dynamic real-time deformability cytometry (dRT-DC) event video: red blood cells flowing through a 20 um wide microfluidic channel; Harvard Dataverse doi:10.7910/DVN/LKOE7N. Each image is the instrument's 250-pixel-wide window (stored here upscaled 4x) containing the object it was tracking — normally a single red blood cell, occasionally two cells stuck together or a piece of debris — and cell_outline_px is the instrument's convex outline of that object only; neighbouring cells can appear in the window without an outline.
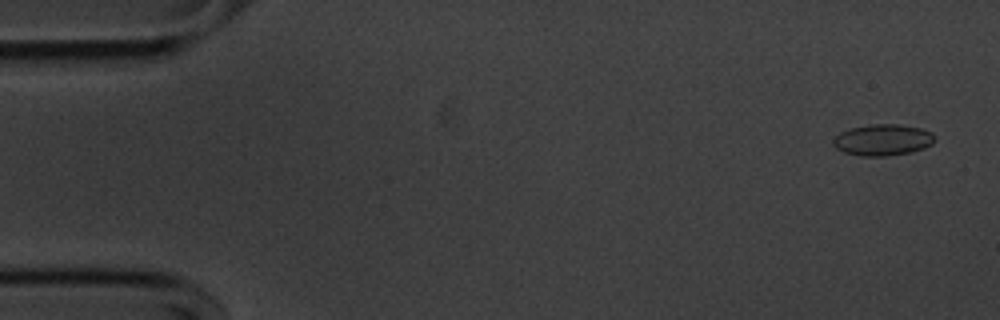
{"species": "common noctule bat (a hibernating species)", "species_latin": "Nyctalus noctula", "temperature_condition": "cold", "stored_images_in_passage": 56, "camera_frame_rate_fps": 3000, "um_per_image_px": 0.085, "animal": {"sex": "male", "body_mass_g": 20.1, "forearm_length_mm": 53.5}, "frame": {"image": 1, "passage_image": 3, "time_ms": 0.667, "image_size_px": [1000, 320], "cell_outline_px": [[936, 140], [932, 144], [924, 148], [912, 152], [888, 156], [860, 156], [844, 152], [836, 148], [832, 144], [832, 140], [840, 132], [852, 128], [872, 124], [896, 124], [920, 128], [932, 132], [936, 136]], "centroid_in_image_um": [75.06, 11.9], "position_along_channel_um": 9.9, "area_um2": 18.67}}
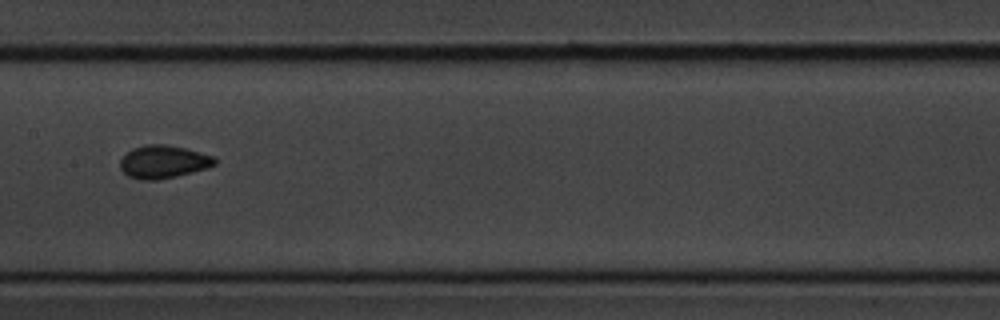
{"frame": {"image": 2, "passage_image": 28, "time_ms": 9.0, "image_size_px": [1000, 320], "cell_outline_px": [[216, 164], [208, 168], [176, 176], [156, 180], [140, 180], [128, 176], [120, 168], [120, 160], [132, 148], [144, 144], [164, 144], [184, 148], [216, 156]], "centroid_in_image_um": [13.9, 13.75], "position_along_channel_um": 193.5, "area_um2": 18.21}}
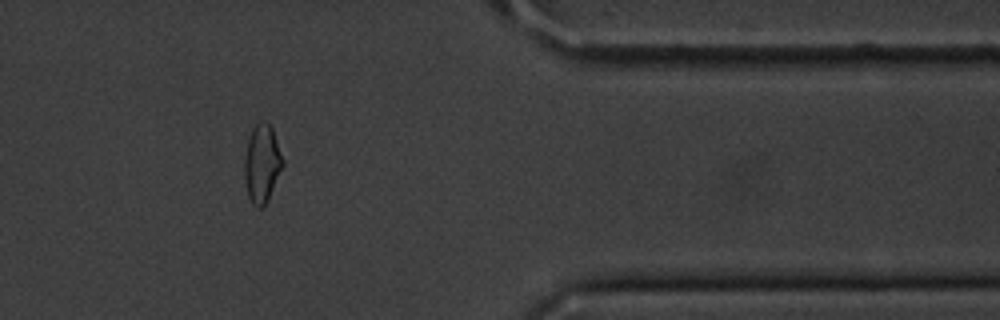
{"frame": {"image": 3, "passage_image": 46, "time_ms": 15.0, "image_size_px": [1000, 320], "cell_outline_px": [[284, 164], [268, 200], [264, 208], [256, 208], [252, 204], [248, 196], [244, 180], [244, 160], [248, 140], [252, 128], [260, 120], [268, 124], [272, 128], [284, 160]], "centroid_in_image_um": [22.26, 13.95], "position_along_channel_um": 389.1, "area_um2": 17.57}, "authors_computed_cell_mechanics": {"area_um2": 17.4556, "velocity_mm_per_s": 3.618, "shape_relaxation_time_tau1_ms": 4.3367, "shape_relaxation_time_tau2_ms": 1.9873, "deformation_change_tau1": 0.0898, "deformation_change_tau2": 0.0653}}